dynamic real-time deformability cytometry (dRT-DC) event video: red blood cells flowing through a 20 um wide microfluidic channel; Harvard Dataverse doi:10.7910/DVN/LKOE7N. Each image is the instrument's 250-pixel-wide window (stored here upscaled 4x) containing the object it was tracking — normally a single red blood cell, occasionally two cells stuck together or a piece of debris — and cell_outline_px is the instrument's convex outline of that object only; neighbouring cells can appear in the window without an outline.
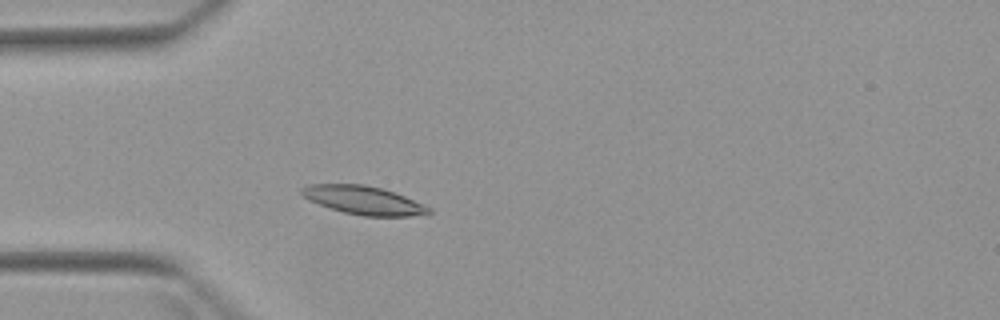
{"species": "Egyptian fruit bat (a non-hibernating species)", "species_latin": "Rousettus aegyptiacus", "temperature_condition": "warm", "stored_images_in_passage": 2, "camera_frame_rate_fps": 3000, "um_per_image_px": 0.085, "animal": {"sex": "female"}, "frame": {"image": 1, "passage_image": 2, "time_ms": 1.0, "image_size_px": [1000, 320], "cell_outline_px": [[432, 212], [412, 216], [364, 216], [344, 212], [328, 208], [308, 200], [300, 192], [300, 188], [308, 184], [364, 184], [384, 188], [396, 192], [424, 204], [432, 208]], "centroid_in_image_um": [30.9, 17.01], "position_along_channel_um": 54.1, "area_um2": 21.33}}